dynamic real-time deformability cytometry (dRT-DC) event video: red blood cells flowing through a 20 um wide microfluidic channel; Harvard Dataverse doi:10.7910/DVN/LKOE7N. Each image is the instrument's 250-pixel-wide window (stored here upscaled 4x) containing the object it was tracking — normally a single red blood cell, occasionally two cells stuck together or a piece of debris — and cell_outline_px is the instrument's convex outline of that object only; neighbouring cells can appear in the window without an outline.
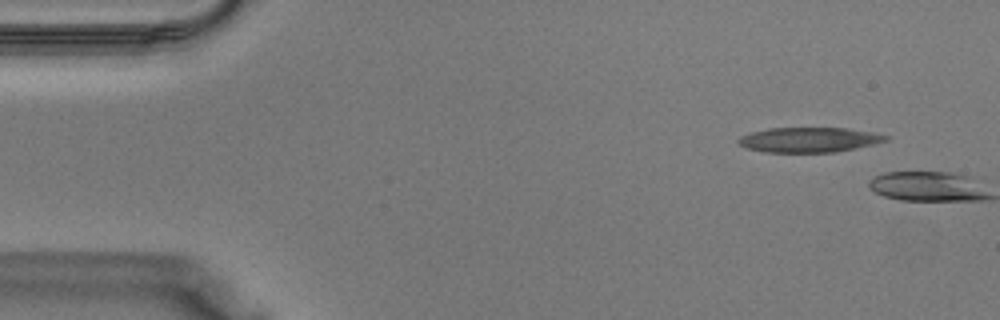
{"species": "Egyptian fruit bat (a non-hibernating species)", "species_latin": "Rousettus aegyptiacus", "temperature_condition": "warm", "stored_images_in_passage": 4, "camera_frame_rate_fps": 3000, "um_per_image_px": 0.085, "animal": {"sex": "male"}, "frame": {"image": 1, "passage_image": 3, "time_ms": 0.667, "image_size_px": [1000, 320], "cell_outline_px": [[888, 140], [856, 148], [836, 152], [764, 152], [748, 148], [740, 144], [736, 140], [740, 136], [752, 132], [768, 128], [844, 128], [868, 132], [888, 136]], "centroid_in_image_um": [68.72, 11.88], "position_along_channel_um": 16.3, "area_um2": 21.1}}